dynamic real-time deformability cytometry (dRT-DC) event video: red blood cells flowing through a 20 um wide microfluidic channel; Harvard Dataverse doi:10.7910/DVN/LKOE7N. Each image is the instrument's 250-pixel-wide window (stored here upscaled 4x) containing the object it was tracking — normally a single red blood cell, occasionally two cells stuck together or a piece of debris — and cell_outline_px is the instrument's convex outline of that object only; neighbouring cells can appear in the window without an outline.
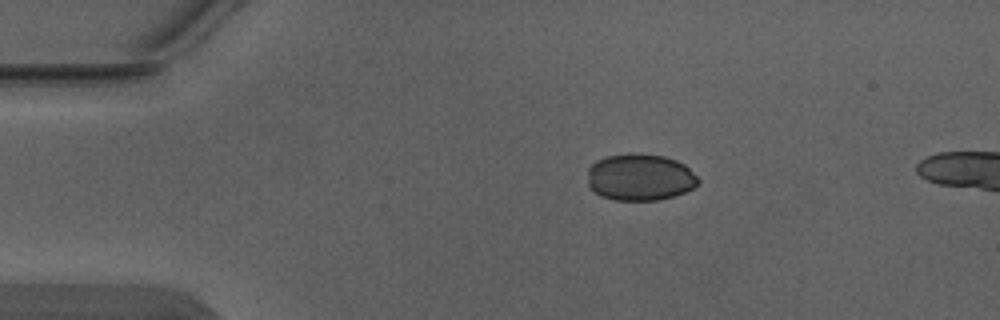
{"species": "Egyptian fruit bat (a non-hibernating species)", "species_latin": "Rousettus aegyptiacus", "temperature_condition": "warm", "stored_images_in_passage": 3, "camera_frame_rate_fps": 3000, "um_per_image_px": 0.085, "animal": {"sex": "male"}, "frame": {"image": 1, "passage_image": 1, "time_ms": 0.0, "image_size_px": [1000, 320], "cell_outline_px": [[700, 180], [692, 188], [684, 192], [672, 196], [656, 200], [616, 200], [600, 196], [588, 184], [588, 168], [596, 160], [608, 156], [628, 152], [640, 152], [664, 156], [676, 160], [684, 164]], "centroid_in_image_um": [54.38, 15.04], "position_along_channel_um": 30.6, "area_um2": 30.23}}